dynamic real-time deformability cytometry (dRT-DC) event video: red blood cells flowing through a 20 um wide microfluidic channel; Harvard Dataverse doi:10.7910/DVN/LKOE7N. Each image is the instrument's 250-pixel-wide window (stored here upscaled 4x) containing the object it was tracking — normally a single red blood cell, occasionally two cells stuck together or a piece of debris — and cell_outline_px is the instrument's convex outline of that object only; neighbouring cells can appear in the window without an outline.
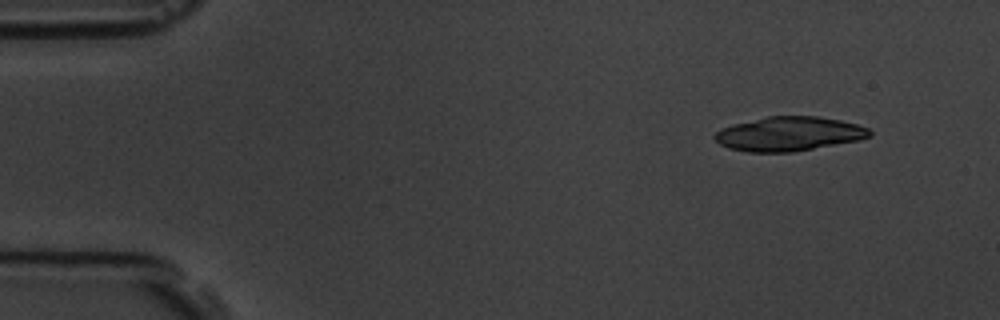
{"species": "common noctule bat (a hibernating species)", "species_latin": "Nyctalus noctula", "temperature_condition": "room temperature", "stored_images_in_passage": 4, "camera_frame_rate_fps": 3000, "um_per_image_px": 0.085, "animal": {"sex": "male", "body_mass_g": 19.5, "forearm_length_mm": 54.6}, "frame": {"image": 1, "passage_image": 1, "time_ms": 0.0, "image_size_px": [1000, 320], "cell_outline_px": [[872, 136], [860, 140], [792, 152], [748, 152], [728, 148], [720, 144], [712, 136], [720, 128], [732, 124], [768, 116], [820, 116], [840, 120], [856, 124], [868, 128], [872, 132]], "centroid_in_image_um": [67.06, 11.37], "position_along_channel_um": 17.9, "area_um2": 31.04}}